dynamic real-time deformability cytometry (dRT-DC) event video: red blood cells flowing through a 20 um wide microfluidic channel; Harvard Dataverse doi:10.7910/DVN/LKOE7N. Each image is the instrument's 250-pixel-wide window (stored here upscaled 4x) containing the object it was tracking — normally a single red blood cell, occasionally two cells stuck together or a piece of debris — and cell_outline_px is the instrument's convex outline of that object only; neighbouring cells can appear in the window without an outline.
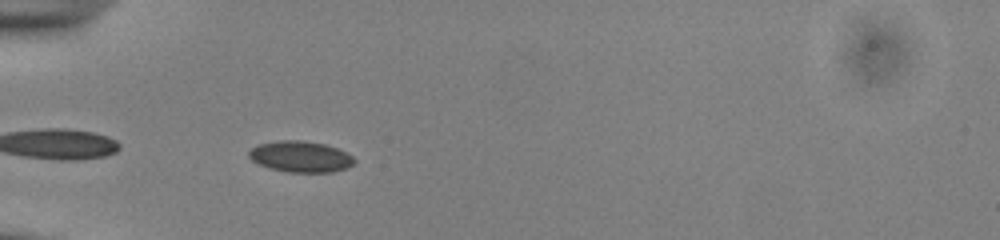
{"species": "common noctule bat (a hibernating species)", "species_latin": "Nyctalus noctula", "temperature_condition": "cold", "stored_images_in_passage": 24, "camera_frame_rate_fps": 3000, "um_per_image_px": 0.085, "animal": {"sex": "male", "body_mass_g": 13.0, "forearm_length_mm": 53.1}, "frame": {"image": 1, "passage_image": 2, "time_ms": 0.333, "image_size_px": [1000, 240], "cell_outline_px": [[356, 160], [348, 168], [332, 172], [288, 172], [272, 168], [260, 164], [252, 160], [248, 156], [248, 152], [252, 148], [260, 144], [280, 140], [304, 140], [324, 144], [336, 148], [352, 156]], "centroid_in_image_um": [25.56, 13.31], "position_along_channel_um": 59.4, "area_um2": 18.9}}
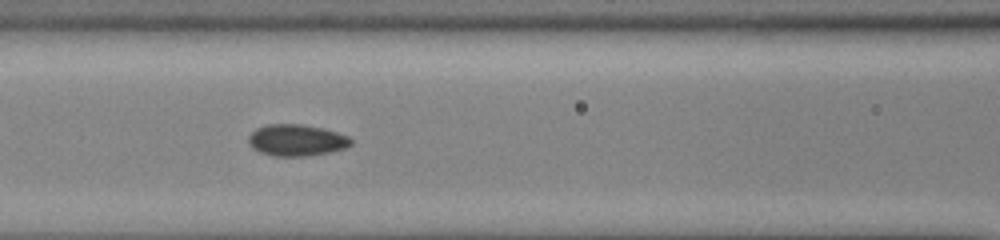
{"frame": {"image": 2, "passage_image": 9, "time_ms": 2.667, "image_size_px": [1000, 240], "cell_outline_px": [[352, 144], [344, 148], [328, 152], [304, 156], [272, 156], [260, 152], [252, 148], [248, 144], [248, 136], [256, 128], [268, 124], [300, 124], [324, 128], [348, 136], [352, 140]], "centroid_in_image_um": [25.17, 11.91], "position_along_channel_um": 141.4, "area_um2": 18.84}}
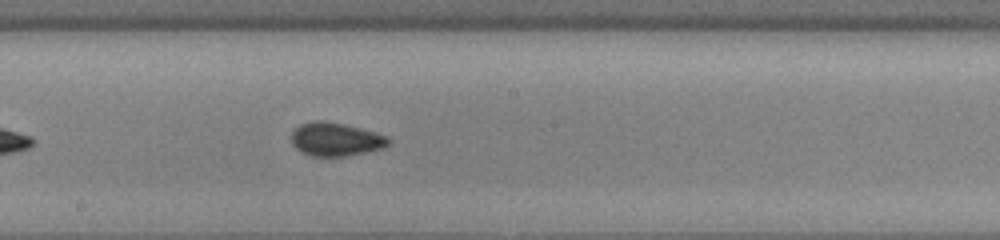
{"frame": {"image": 3, "passage_image": 15, "time_ms": 4.667, "image_size_px": [1000, 240], "cell_outline_px": [[392, 140], [384, 148], [344, 156], [312, 156], [300, 152], [292, 144], [292, 132], [300, 124], [316, 120], [324, 120], [344, 124], [376, 132], [388, 136]], "centroid_in_image_um": [28.54, 11.83], "position_along_channel_um": 219.7, "area_um2": 18.96}}